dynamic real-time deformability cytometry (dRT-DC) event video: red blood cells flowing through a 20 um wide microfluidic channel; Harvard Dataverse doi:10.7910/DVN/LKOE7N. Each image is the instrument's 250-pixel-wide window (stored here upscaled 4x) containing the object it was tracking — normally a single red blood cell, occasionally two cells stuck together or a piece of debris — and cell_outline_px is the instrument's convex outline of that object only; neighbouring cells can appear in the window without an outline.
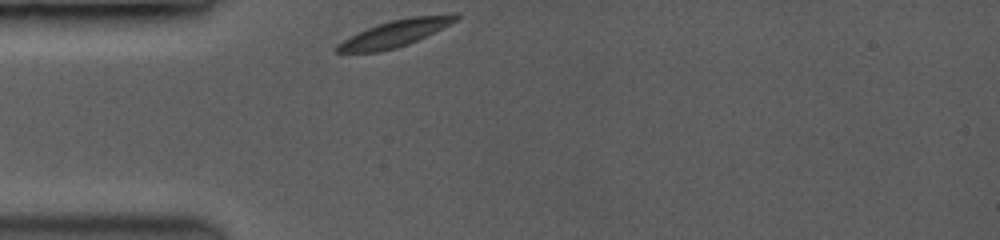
{"species": "common noctule bat (a hibernating species)", "species_latin": "Nyctalus noctula", "temperature_condition": "room temperature", "stored_images_in_passage": 7, "camera_frame_rate_fps": 3500, "um_per_image_px": 0.085, "animal": {"sex": "female", "body_mass_g": 19.0, "forearm_length_mm": 53.3}, "frame": {"image": 1, "passage_image": 1, "time_ms": 0.0, "image_size_px": [1000, 240], "cell_outline_px": [[460, 16], [456, 20], [408, 44], [396, 48], [376, 52], [336, 52], [332, 48], [336, 44], [368, 28], [392, 20], [412, 16], [452, 12], [456, 12]], "centroid_in_image_um": [33.59, 2.82], "position_along_channel_um": 51.4, "area_um2": 18.09}}